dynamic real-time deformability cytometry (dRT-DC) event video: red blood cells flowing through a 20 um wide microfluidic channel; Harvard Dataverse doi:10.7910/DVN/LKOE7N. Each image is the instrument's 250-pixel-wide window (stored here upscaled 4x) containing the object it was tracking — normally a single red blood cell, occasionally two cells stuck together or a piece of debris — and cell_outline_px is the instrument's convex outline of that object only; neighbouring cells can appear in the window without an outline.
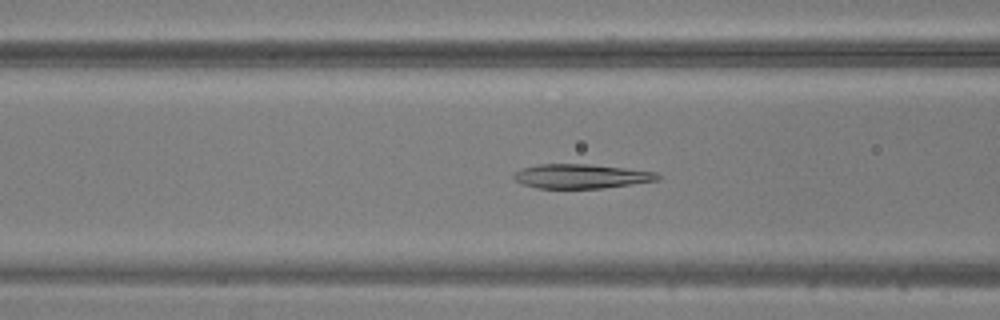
{"species": "common noctule bat (a hibernating species)", "species_latin": "Nyctalus noctula", "temperature_condition": "warm", "stored_images_in_passage": 47, "camera_frame_rate_fps": 3000, "um_per_image_px": 0.085, "animal": {"sex": "male", "body_mass_g": 20.5, "forearm_length_mm": 52.5}, "frame": {"image": 1, "passage_image": 18, "time_ms": 5.667, "image_size_px": [1000, 320], "cell_outline_px": [[660, 180], [604, 188], [536, 188], [524, 184], [516, 180], [512, 176], [516, 172], [524, 168], [540, 164], [588, 164], [624, 168], [656, 172], [660, 176]], "centroid_in_image_um": [49.43, 14.98], "position_along_channel_um": 117.2, "area_um2": 20.17}}
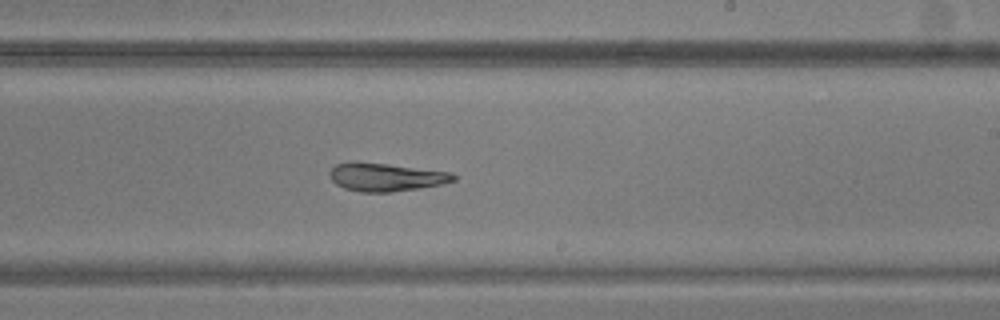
{"frame": {"image": 2, "passage_image": 28, "time_ms": 9.0, "image_size_px": [1000, 320], "cell_outline_px": [[456, 180], [440, 184], [420, 188], [392, 192], [360, 192], [344, 188], [336, 184], [332, 180], [328, 172], [336, 164], [352, 160], [388, 164], [452, 172], [456, 176]], "centroid_in_image_um": [32.77, 15.04], "position_along_channel_um": 256.2, "area_um2": 20.52}}
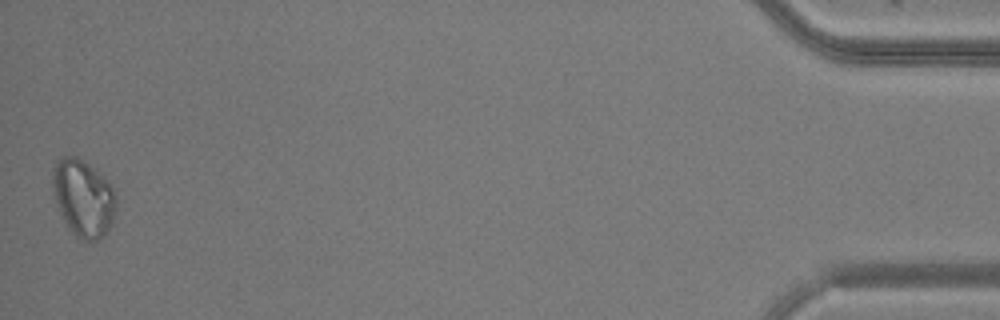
{"frame": {"image": 3, "passage_image": 47, "time_ms": 15.333, "image_size_px": [1000, 320], "cell_outline_px": [[116, 208], [112, 224], [104, 236], [100, 240], [84, 240], [76, 236], [68, 228], [60, 212], [52, 192], [52, 168], [56, 160], [64, 156], [76, 156], [96, 168], [104, 176], [112, 188], [116, 196]], "centroid_in_image_um": [7.08, 16.81], "position_along_channel_um": 428.1, "area_um2": 28.9}}